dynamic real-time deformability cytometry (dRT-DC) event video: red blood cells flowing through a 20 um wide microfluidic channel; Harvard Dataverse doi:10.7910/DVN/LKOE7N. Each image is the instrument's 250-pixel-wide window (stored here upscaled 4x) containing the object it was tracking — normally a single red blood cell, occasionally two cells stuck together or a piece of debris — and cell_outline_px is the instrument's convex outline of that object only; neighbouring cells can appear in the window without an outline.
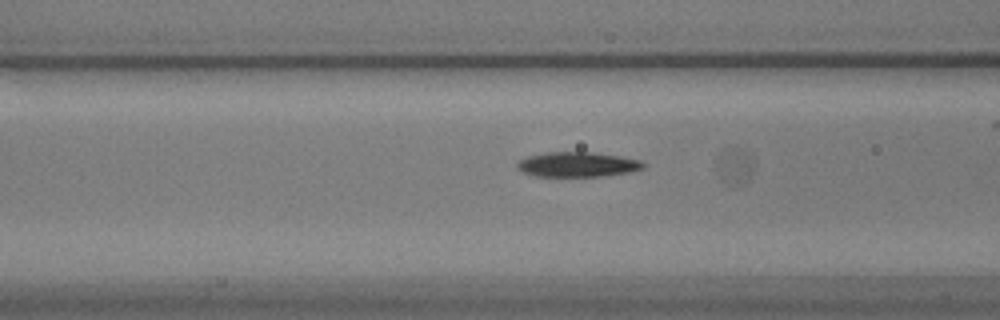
{"species": "common noctule bat (a hibernating species)", "species_latin": "Nyctalus noctula", "temperature_condition": "warm", "stored_images_in_passage": 18, "camera_frame_rate_fps": 3000, "um_per_image_px": 0.085, "animal": {"sex": "male", "body_mass_g": 17.9}, "frame": {"image": 1, "passage_image": 8, "time_ms": 2.333, "image_size_px": [1000, 320], "cell_outline_px": [[644, 168], [628, 172], [600, 176], [536, 176], [524, 172], [516, 168], [516, 164], [520, 160], [528, 156], [544, 152], [592, 152], [620, 156], [640, 160], [644, 164]], "centroid_in_image_um": [49.06, 13.97], "position_along_channel_um": 117.5, "area_um2": 18.15}}
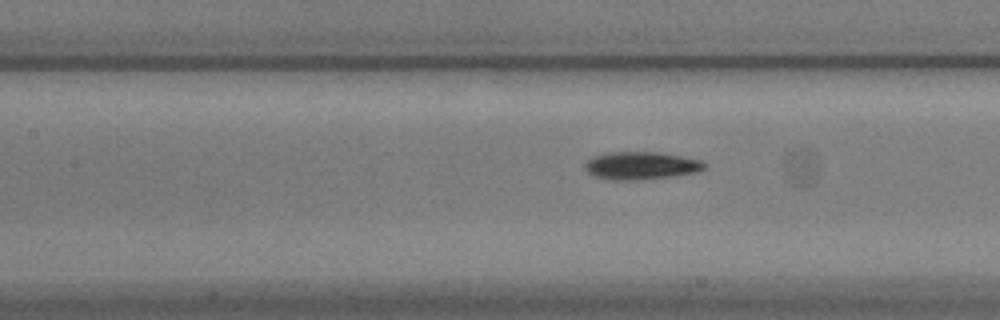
{"frame": {"image": 2, "passage_image": 11, "time_ms": 3.333, "image_size_px": [1000, 320], "cell_outline_px": [[708, 168], [696, 172], [676, 176], [640, 180], [608, 180], [592, 176], [584, 168], [584, 164], [592, 156], [608, 152], [660, 152], [704, 160], [708, 164]], "centroid_in_image_um": [54.53, 14.08], "position_along_channel_um": 152.9, "area_um2": 19.88}}
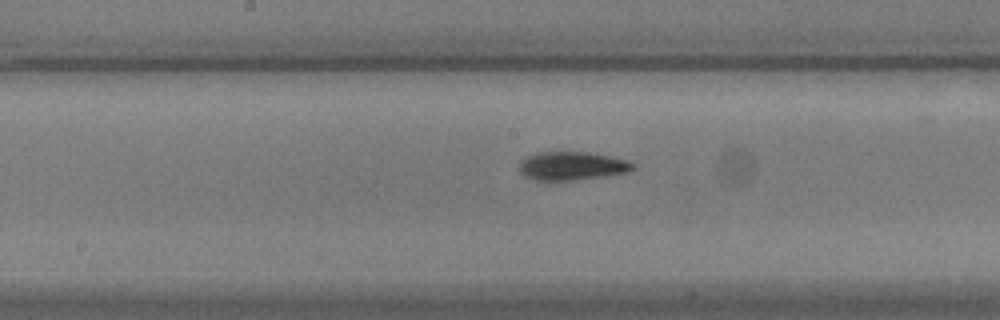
{"frame": {"image": 3, "passage_image": 15, "time_ms": 4.667, "image_size_px": [1000, 320], "cell_outline_px": [[636, 168], [628, 172], [604, 176], [572, 180], [536, 180], [524, 176], [520, 172], [520, 160], [536, 152], [588, 152], [628, 160], [636, 164]], "centroid_in_image_um": [48.63, 14.1], "position_along_channel_um": 199.6, "area_um2": 18.84}}